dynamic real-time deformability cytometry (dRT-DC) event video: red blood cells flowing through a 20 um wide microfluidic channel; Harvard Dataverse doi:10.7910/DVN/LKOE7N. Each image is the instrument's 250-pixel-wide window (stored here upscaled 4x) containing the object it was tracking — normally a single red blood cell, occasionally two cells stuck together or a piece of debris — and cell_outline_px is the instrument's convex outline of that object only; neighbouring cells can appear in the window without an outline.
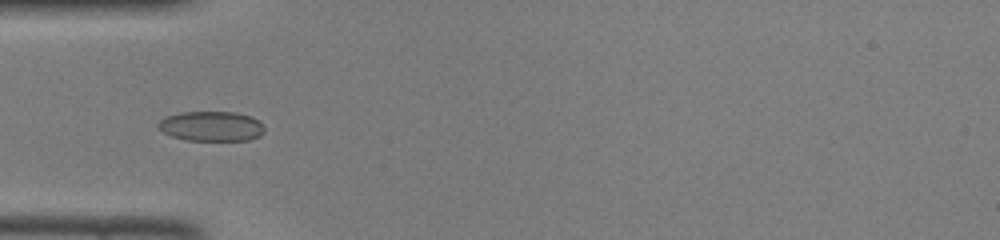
{"species": "common noctule bat (a hibernating species)", "species_latin": "Nyctalus noctula", "temperature_condition": "room temperature", "stored_images_in_passage": 45, "camera_frame_rate_fps": 3000, "um_per_image_px": 0.085, "animal": {"sex": "female", "body_mass_g": 22.0, "forearm_length_mm": 56.7}, "frame": {"image": 1, "passage_image": 14, "time_ms": 4.333, "image_size_px": [1000, 240], "cell_outline_px": [[264, 132], [260, 136], [248, 140], [184, 140], [172, 136], [156, 128], [156, 124], [164, 116], [180, 112], [236, 112], [248, 116], [264, 124]], "centroid_in_image_um": [17.92, 10.73], "position_along_channel_um": 67.1, "area_um2": 18.61}}
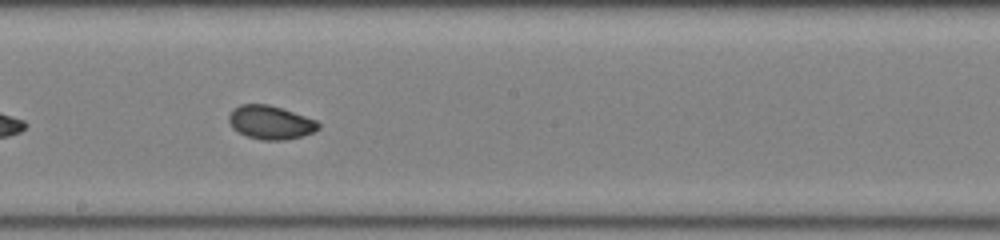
{"frame": {"image": 2, "passage_image": 25, "time_ms": 8.0, "image_size_px": [1000, 240], "cell_outline_px": [[320, 128], [312, 132], [300, 136], [284, 140], [260, 140], [236, 132], [232, 128], [228, 120], [228, 116], [232, 108], [240, 104], [268, 104], [316, 120], [320, 124]], "centroid_in_image_um": [22.93, 10.4], "position_along_channel_um": 225.3, "area_um2": 17.51}}
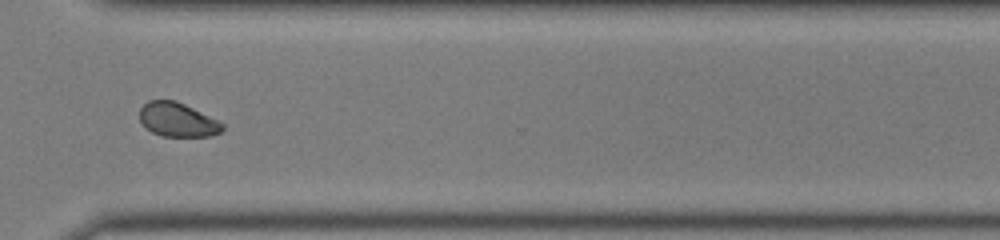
{"frame": {"image": 3, "passage_image": 34, "time_ms": 11.0, "image_size_px": [1000, 240], "cell_outline_px": [[224, 128], [220, 132], [212, 136], [160, 136], [144, 128], [140, 124], [140, 108], [148, 100], [176, 100], [224, 124]], "centroid_in_image_um": [15.04, 10.18], "position_along_channel_um": 355.6, "area_um2": 16.42}}